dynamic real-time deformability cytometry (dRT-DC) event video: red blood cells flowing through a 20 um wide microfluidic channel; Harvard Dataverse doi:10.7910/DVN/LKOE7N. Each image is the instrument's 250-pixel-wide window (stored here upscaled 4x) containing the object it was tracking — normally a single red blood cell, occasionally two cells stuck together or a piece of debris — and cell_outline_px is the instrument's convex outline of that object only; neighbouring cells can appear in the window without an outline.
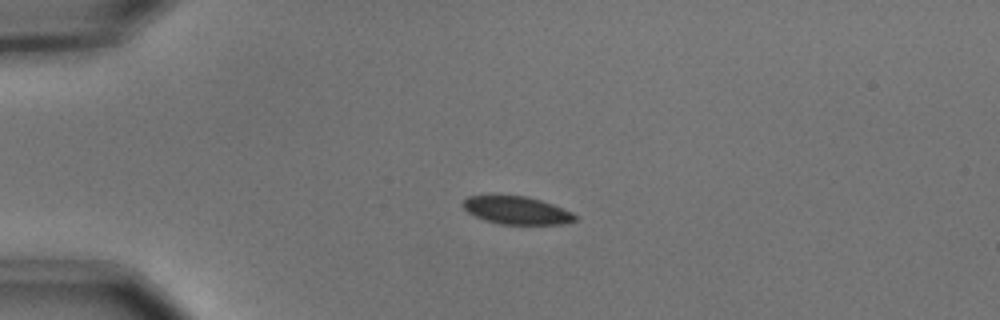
{"species": "common noctule bat (a hibernating species)", "species_latin": "Nyctalus noctula", "temperature_condition": "cold", "stored_images_in_passage": 43, "camera_frame_rate_fps": 3000, "um_per_image_px": 0.085, "animal": {"sex": "male", "body_mass_g": 15.6}, "frame": {"image": 1, "passage_image": 1, "time_ms": 0.0, "image_size_px": [1000, 320], "cell_outline_px": [[580, 216], [576, 220], [564, 224], [500, 224], [484, 220], [468, 212], [464, 208], [464, 200], [468, 196], [524, 196], [540, 200], [552, 204], [572, 212]], "centroid_in_image_um": [43.97, 17.89], "position_along_channel_um": 41.0, "area_um2": 17.98}}
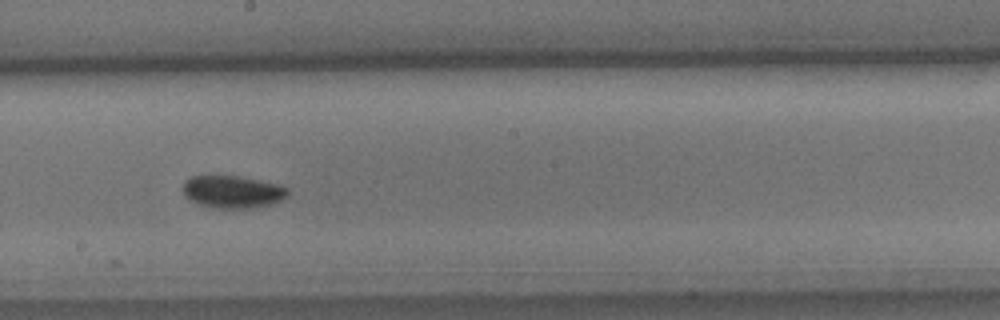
{"frame": {"image": 2, "passage_image": 19, "time_ms": 6.0, "image_size_px": [1000, 320], "cell_outline_px": [[288, 196], [272, 204], [256, 208], [212, 208], [188, 200], [184, 196], [184, 180], [192, 176], [240, 176], [276, 184], [288, 188]], "centroid_in_image_um": [19.76, 16.31], "position_along_channel_um": 228.4, "area_um2": 19.88}}
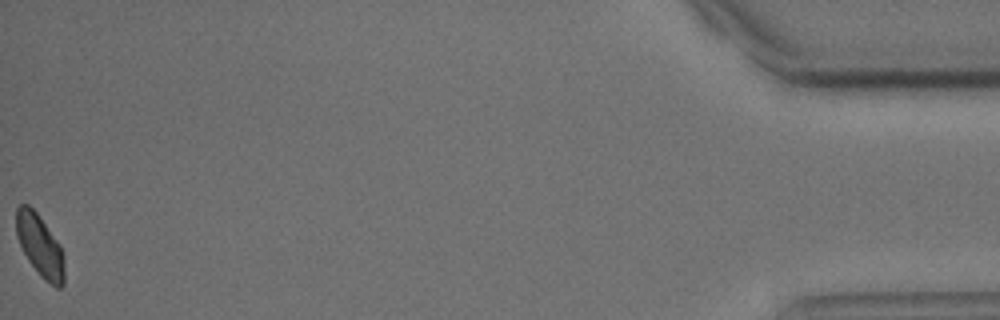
{"frame": {"image": 3, "passage_image": 43, "time_ms": 14.0, "image_size_px": [1000, 320], "cell_outline_px": [[64, 284], [60, 288], [56, 288], [44, 280], [40, 276], [28, 260], [16, 236], [16, 208], [20, 204], [28, 204], [36, 212], [60, 244], [64, 256]], "centroid_in_image_um": [3.4, 20.9], "position_along_channel_um": 431.8, "area_um2": 17.46}}